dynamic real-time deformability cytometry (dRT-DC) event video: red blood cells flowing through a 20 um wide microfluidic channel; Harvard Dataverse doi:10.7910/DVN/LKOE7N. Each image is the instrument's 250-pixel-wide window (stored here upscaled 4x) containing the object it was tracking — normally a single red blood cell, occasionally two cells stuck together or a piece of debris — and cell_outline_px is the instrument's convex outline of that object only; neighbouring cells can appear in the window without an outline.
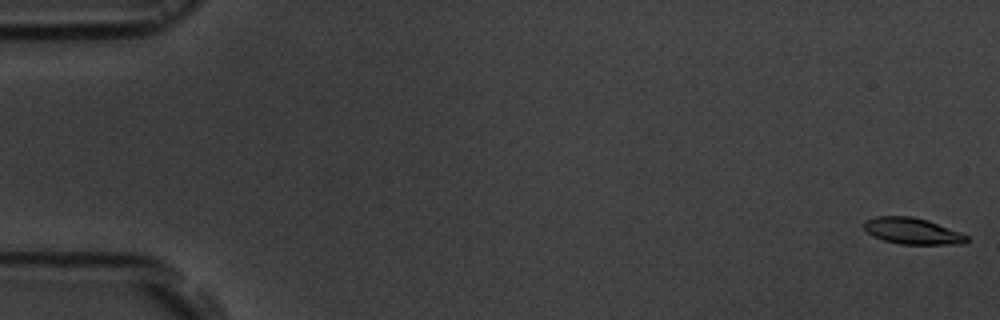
{"species": "common noctule bat (a hibernating species)", "species_latin": "Nyctalus noctula", "temperature_condition": "room temperature", "stored_images_in_passage": 56, "camera_frame_rate_fps": 3000, "um_per_image_px": 0.085, "animal": {"sex": "male", "body_mass_g": 19.5, "forearm_length_mm": 54.6}, "frame": {"image": 1, "passage_image": 1, "time_ms": 0.0, "image_size_px": [1000, 320], "cell_outline_px": [[968, 240], [964, 244], [900, 244], [884, 240], [872, 236], [864, 228], [864, 220], [876, 216], [912, 216], [928, 220], [960, 232], [968, 236]], "centroid_in_image_um": [77.54, 19.63], "position_along_channel_um": 7.5, "area_um2": 15.78}}
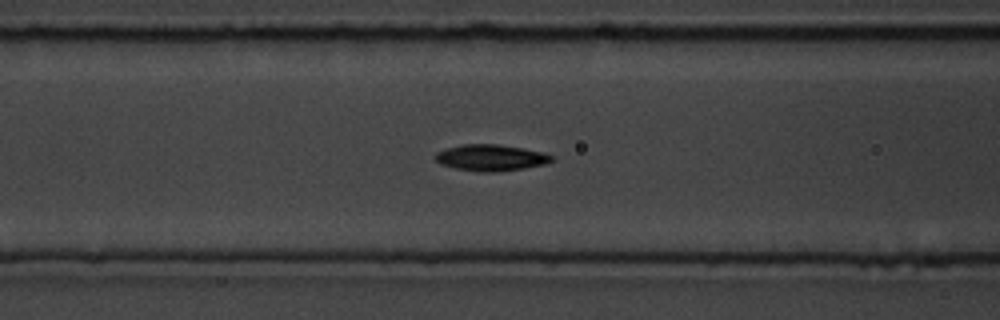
{"frame": {"image": 2, "passage_image": 23, "time_ms": 7.333, "image_size_px": [1000, 320], "cell_outline_px": [[556, 160], [544, 164], [524, 168], [496, 172], [484, 172], [456, 168], [440, 164], [436, 160], [436, 152], [448, 148], [464, 144], [496, 144], [524, 148], [544, 152], [552, 156]], "centroid_in_image_um": [41.77, 13.4], "position_along_channel_um": 124.8, "area_um2": 17.74}}
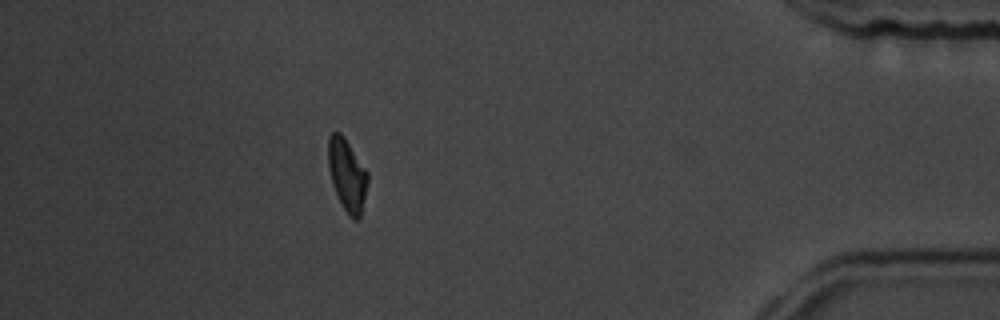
{"frame": {"image": 3, "passage_image": 50, "time_ms": 16.333, "image_size_px": [1000, 320], "cell_outline_px": [[368, 180], [360, 216], [356, 220], [352, 220], [348, 216], [332, 184], [328, 168], [328, 136], [332, 132], [340, 132], [344, 136], [368, 172]], "centroid_in_image_um": [29.49, 14.84], "position_along_channel_um": 405.7, "area_um2": 16.53}, "authors_computed_cell_mechanics": {"area_um2": 16.9932, "velocity_mm_per_s": 3.6624, "shape_relaxation_time_tau1_ms": 2.8105, "shape_relaxation_time_tau2_ms": 6.6651, "deformation_change_tau1": 0.1459, "deformation_change_tau2": 0.1189}}